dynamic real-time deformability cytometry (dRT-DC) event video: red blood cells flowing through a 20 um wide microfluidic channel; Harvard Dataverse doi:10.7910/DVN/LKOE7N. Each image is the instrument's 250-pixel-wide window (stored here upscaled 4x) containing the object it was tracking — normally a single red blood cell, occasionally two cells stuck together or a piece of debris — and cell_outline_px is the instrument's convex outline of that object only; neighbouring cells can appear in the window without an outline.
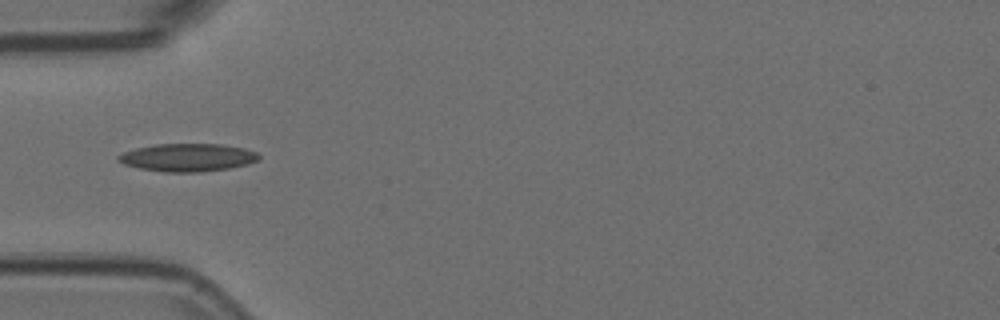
{"species": "Egyptian fruit bat (a non-hibernating species)", "species_latin": "Rousettus aegyptiacus", "temperature_condition": "room temperature", "stored_images_in_passage": 8, "camera_frame_rate_fps": 3000, "um_per_image_px": 0.085, "animal": {"sex": "female"}, "frame": {"image": 1, "passage_image": 4, "time_ms": 1.0, "image_size_px": [1000, 320], "cell_outline_px": [[260, 160], [248, 164], [228, 168], [200, 172], [164, 172], [140, 168], [124, 164], [116, 160], [116, 156], [124, 152], [136, 148], [156, 144], [224, 144], [244, 148], [256, 152], [260, 156]], "centroid_in_image_um": [15.96, 13.38], "position_along_channel_um": 69.0, "area_um2": 22.89}}
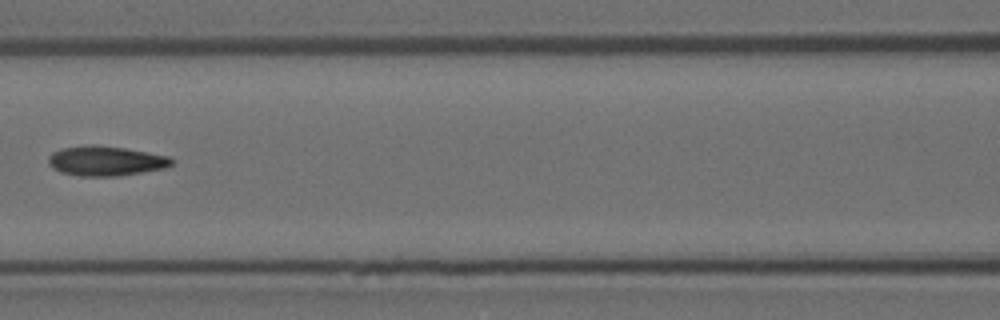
{"frame": {"image": 2, "passage_image": 6, "time_ms": 1.667, "image_size_px": [1000, 320], "cell_outline_px": [[176, 160], [172, 164], [164, 168], [116, 176], [80, 176], [60, 172], [52, 168], [48, 164], [48, 156], [52, 152], [64, 148], [84, 144], [96, 144], [124, 148], [168, 156]], "centroid_in_image_um": [8.95, 13.67], "position_along_channel_um": 157.7, "area_um2": 21.44}}
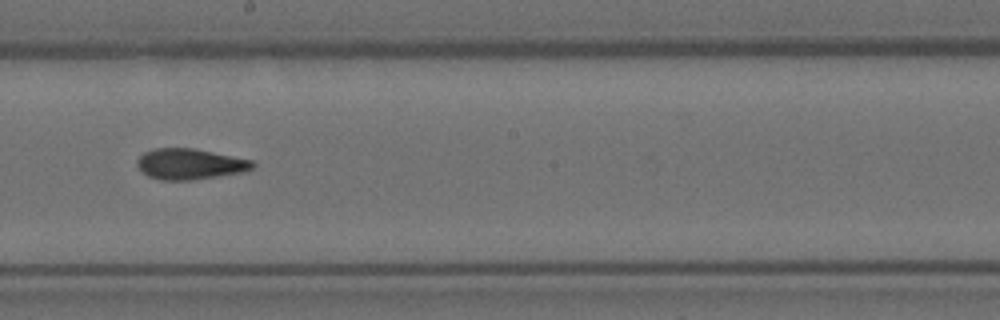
{"frame": {"image": 3, "passage_image": 8, "time_ms": 2.333, "image_size_px": [1000, 320], "cell_outline_px": [[256, 164], [252, 168], [244, 172], [192, 180], [160, 180], [148, 176], [136, 164], [136, 160], [144, 152], [152, 148], [192, 148], [252, 160]], "centroid_in_image_um": [16.13, 13.94], "position_along_channel_um": 232.1, "area_um2": 20.63}}